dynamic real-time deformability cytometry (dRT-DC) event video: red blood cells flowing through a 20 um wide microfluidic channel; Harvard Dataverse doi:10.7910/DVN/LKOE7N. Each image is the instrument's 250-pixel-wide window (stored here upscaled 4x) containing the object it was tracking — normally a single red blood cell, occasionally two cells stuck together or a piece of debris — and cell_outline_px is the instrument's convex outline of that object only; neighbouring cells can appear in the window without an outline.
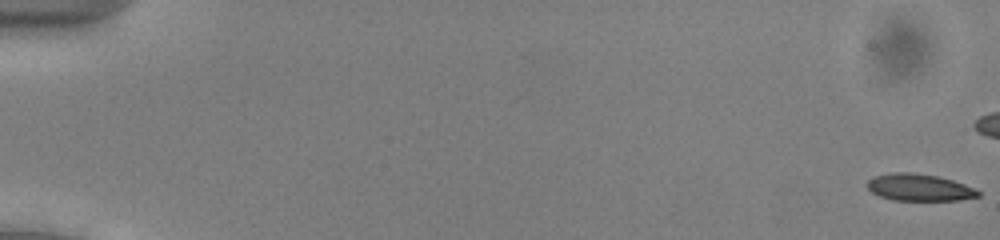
{"species": "common noctule bat (a hibernating species)", "species_latin": "Nyctalus noctula", "temperature_condition": "cold", "stored_images_in_passage": 45, "camera_frame_rate_fps": 3000, "um_per_image_px": 0.085, "animal": {"sex": "male", "body_mass_g": 13.0, "forearm_length_mm": 53.1}, "frame": {"image": 1, "passage_image": 1, "time_ms": 0.0, "image_size_px": [1000, 240], "cell_outline_px": [[980, 196], [960, 200], [892, 200], [880, 196], [872, 192], [864, 184], [872, 176], [892, 172], [912, 172], [936, 176], [952, 180], [964, 184], [980, 192]], "centroid_in_image_um": [78.08, 15.92], "position_along_channel_um": 6.9, "area_um2": 17.46}}
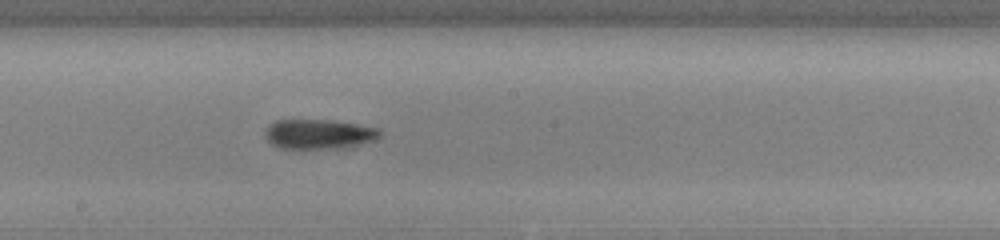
{"frame": {"image": 2, "passage_image": 31, "time_ms": 10.0, "image_size_px": [1000, 240], "cell_outline_px": [[384, 132], [376, 140], [356, 144], [328, 148], [280, 148], [272, 144], [264, 136], [264, 128], [268, 124], [276, 120], [332, 120], [380, 128]], "centroid_in_image_um": [27.07, 11.37], "position_along_channel_um": 221.1, "area_um2": 19.77}}
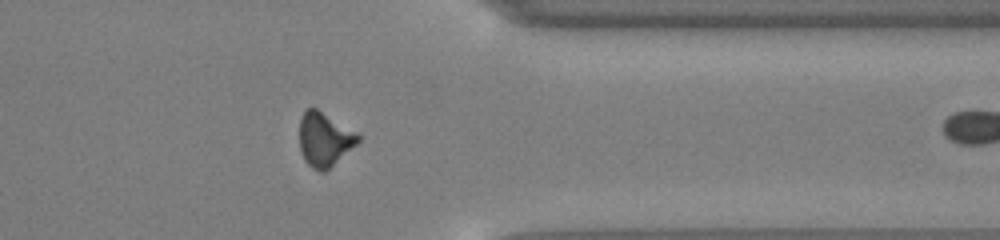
{"frame": {"image": 3, "passage_image": 44, "time_ms": 14.333, "image_size_px": [1000, 240], "cell_outline_px": [[360, 140], [356, 144], [324, 172], [320, 172], [312, 168], [304, 160], [300, 152], [300, 116], [308, 108], [316, 108], [356, 132], [360, 136]], "centroid_in_image_um": [27.55, 11.85], "position_along_channel_um": 383.9, "area_um2": 18.15}}